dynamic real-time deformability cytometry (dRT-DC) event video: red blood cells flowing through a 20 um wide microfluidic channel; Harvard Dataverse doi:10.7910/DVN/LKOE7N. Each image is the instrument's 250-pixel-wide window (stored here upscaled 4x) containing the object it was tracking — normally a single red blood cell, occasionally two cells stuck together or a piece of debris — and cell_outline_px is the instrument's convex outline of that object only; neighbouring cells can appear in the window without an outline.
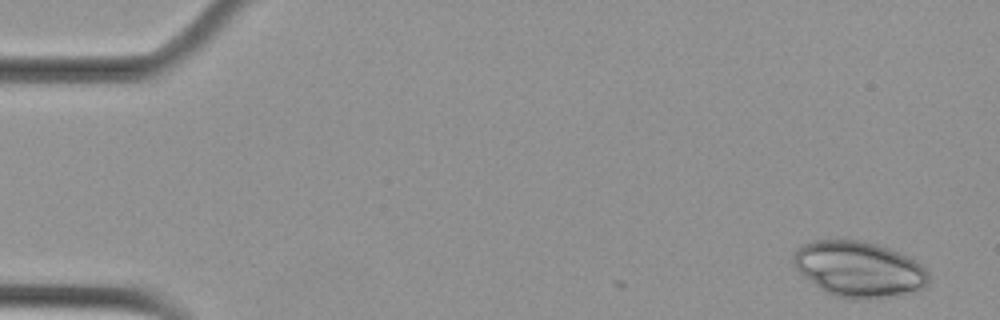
{"species": "Egyptian fruit bat (a non-hibernating species)", "species_latin": "Rousettus aegyptiacus", "temperature_condition": "cold", "stored_images_in_passage": 5, "camera_frame_rate_fps": 3000, "um_per_image_px": 0.085, "animal": {"sex": "female"}, "frame": {"image": 1, "passage_image": 1, "time_ms": 0.0, "image_size_px": [1000, 320], "cell_outline_px": [[928, 284], [924, 288], [912, 292], [888, 296], [832, 296], [824, 292], [804, 276], [796, 268], [792, 260], [792, 256], [804, 244], [812, 240], [864, 240], [888, 248], [920, 264], [928, 272]], "centroid_in_image_um": [72.98, 22.84], "position_along_channel_um": 12.0, "area_um2": 42.71}}